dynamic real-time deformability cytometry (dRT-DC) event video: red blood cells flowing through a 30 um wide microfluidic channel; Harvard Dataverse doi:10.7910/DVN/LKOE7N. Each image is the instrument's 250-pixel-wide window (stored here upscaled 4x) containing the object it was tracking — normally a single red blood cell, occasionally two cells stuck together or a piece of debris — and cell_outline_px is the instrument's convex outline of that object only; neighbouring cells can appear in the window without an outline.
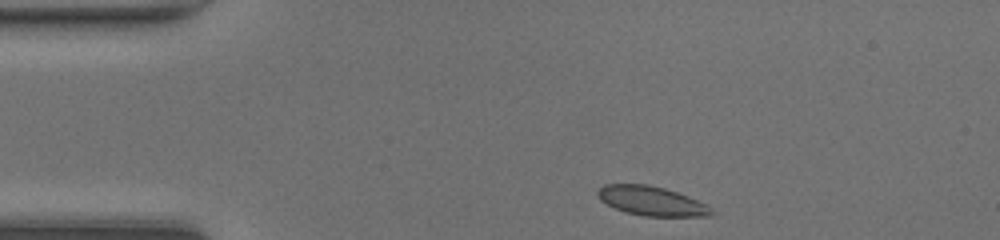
{"species": "common noctule bat (a hibernating species)", "species_latin": "Nyctalus noctula", "temperature_condition": "room temperature", "stored_images_in_passage": 40, "camera_frame_rate_fps": 3000, "um_per_image_px": 0.085, "animal": {"sex": "female", "body_mass_g": 20.0, "forearm_length_mm": 54.0}, "frame": {"image": 1, "passage_image": 1, "time_ms": 0.0, "image_size_px": [1000, 240], "cell_outline_px": [[716, 212], [712, 216], [644, 216], [624, 212], [600, 200], [596, 192], [604, 184], [648, 184], [664, 188], [688, 196], [708, 204]], "centroid_in_image_um": [55.43, 17.09], "position_along_channel_um": 29.6, "area_um2": 19.54}}
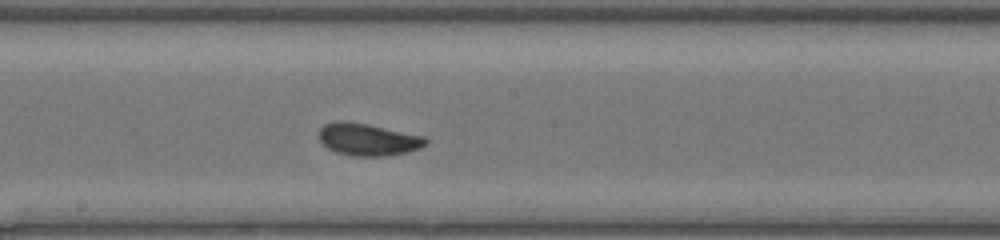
{"frame": {"image": 2, "passage_image": 18, "time_ms": 5.667, "image_size_px": [1000, 240], "cell_outline_px": [[428, 144], [420, 148], [408, 152], [384, 156], [352, 156], [336, 152], [328, 148], [316, 136], [320, 128], [324, 124], [336, 120], [344, 120], [368, 124], [424, 136], [428, 140]], "centroid_in_image_um": [31.25, 11.84], "position_along_channel_um": 216.9, "area_um2": 20.29}}
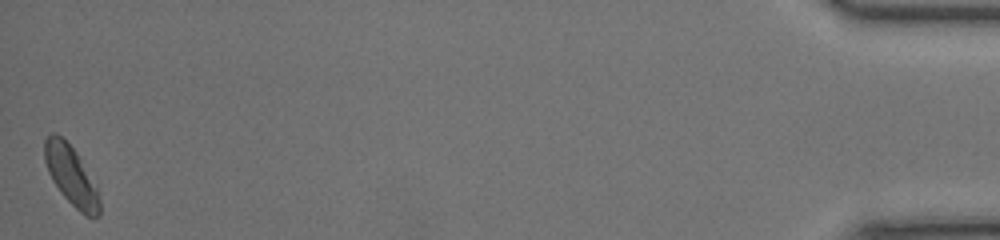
{"frame": {"image": 3, "passage_image": 40, "time_ms": 13.0, "image_size_px": [1000, 240], "cell_outline_px": [[100, 216], [84, 216], [60, 192], [52, 180], [48, 172], [44, 160], [44, 140], [52, 132], [56, 132], [76, 152], [96, 188], [100, 200]], "centroid_in_image_um": [6.02, 14.93], "position_along_channel_um": 429.2, "area_um2": 18.61}, "authors_computed_cell_mechanics": {"area_um2": 19.4208, "velocity_mm_per_s": 4.2744, "shape_relaxation_time_tau1_ms": 3.5126, "shape_relaxation_time_tau2_ms": 0.5125, "deformation_change_tau1": 0.1153, "deformation_change_tau2": 0.0358}}